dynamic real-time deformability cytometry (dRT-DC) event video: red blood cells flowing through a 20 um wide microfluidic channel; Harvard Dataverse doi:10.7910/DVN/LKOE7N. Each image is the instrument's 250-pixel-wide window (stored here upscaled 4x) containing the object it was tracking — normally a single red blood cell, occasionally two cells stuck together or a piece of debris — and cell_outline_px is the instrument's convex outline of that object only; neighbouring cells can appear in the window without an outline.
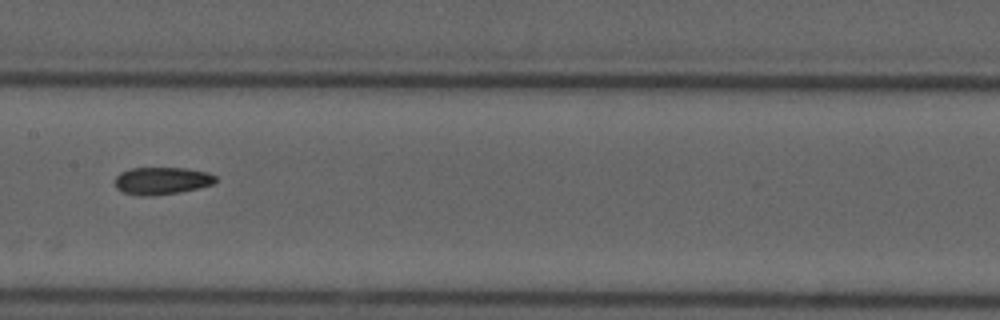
{"species": "common noctule bat (a hibernating species)", "species_latin": "Nyctalus noctula", "temperature_condition": "cold", "stored_images_in_passage": 11, "camera_frame_rate_fps": 3000, "um_per_image_px": 0.085, "animal": {"sex": "male", "forearm_length_mm": 52.5}, "frame": {"image": 1, "passage_image": 8, "time_ms": 9.333, "image_size_px": [1000, 320], "cell_outline_px": [[216, 180], [212, 184], [180, 192], [152, 196], [140, 196], [124, 192], [116, 188], [116, 176], [120, 172], [132, 168], [188, 168], [208, 172], [216, 176]], "centroid_in_image_um": [13.75, 15.36], "position_along_channel_um": 193.7, "area_um2": 16.01}}
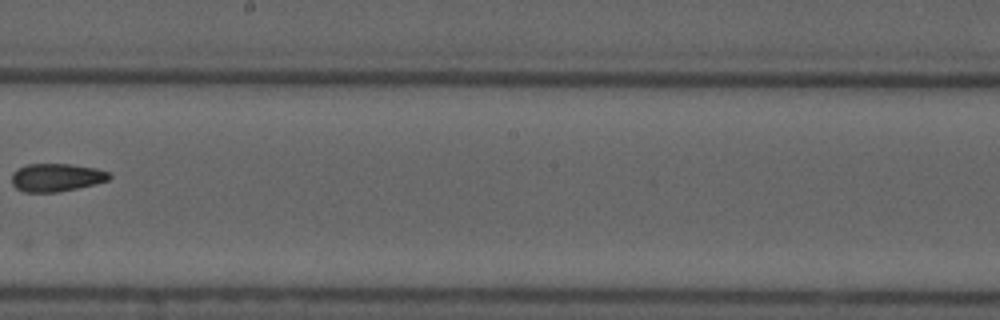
{"frame": {"image": 2, "passage_image": 9, "time_ms": 10.667, "image_size_px": [1000, 320], "cell_outline_px": [[112, 176], [108, 180], [60, 192], [24, 192], [16, 188], [12, 184], [12, 172], [28, 164], [72, 164], [96, 168], [108, 172]], "centroid_in_image_um": [4.78, 15.08], "position_along_channel_um": 243.4, "area_um2": 15.84}}